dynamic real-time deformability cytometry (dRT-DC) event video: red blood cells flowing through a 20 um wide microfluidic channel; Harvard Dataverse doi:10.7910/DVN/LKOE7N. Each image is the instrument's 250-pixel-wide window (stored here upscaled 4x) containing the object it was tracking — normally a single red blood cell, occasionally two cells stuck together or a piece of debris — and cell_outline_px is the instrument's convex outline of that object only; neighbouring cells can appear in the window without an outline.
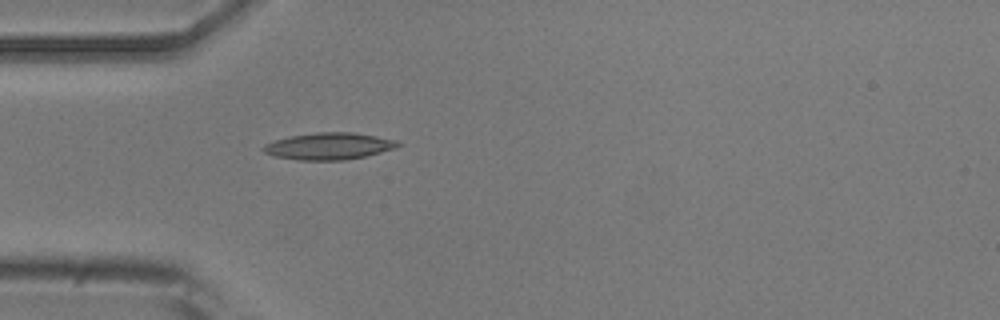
{"species": "common noctule bat (a hibernating species)", "species_latin": "Nyctalus noctula", "temperature_condition": "room temperature", "stored_images_in_passage": 5, "camera_frame_rate_fps": 3000, "um_per_image_px": 0.085, "animal": {"sex": "male", "body_mass_g": 20.5, "forearm_length_mm": 52.5}, "frame": {"image": 1, "passage_image": 5, "time_ms": 4.667, "image_size_px": [1000, 320], "cell_outline_px": [[404, 144], [396, 148], [364, 156], [344, 160], [296, 160], [276, 156], [264, 152], [260, 148], [264, 144], [276, 140], [292, 136], [316, 132], [352, 132], [376, 136], [396, 140]], "centroid_in_image_um": [27.97, 12.42], "position_along_channel_um": 57.0, "area_um2": 20.98}}